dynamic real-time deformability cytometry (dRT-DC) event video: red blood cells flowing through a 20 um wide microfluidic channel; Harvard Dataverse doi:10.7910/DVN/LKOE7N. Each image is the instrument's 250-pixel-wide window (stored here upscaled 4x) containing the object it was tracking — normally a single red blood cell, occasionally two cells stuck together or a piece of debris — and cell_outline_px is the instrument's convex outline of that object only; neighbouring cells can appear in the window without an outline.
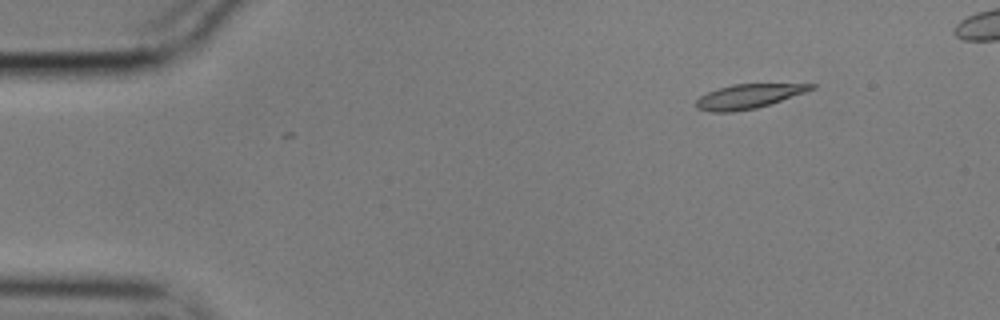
{"species": "common noctule bat (a hibernating species)", "species_latin": "Nyctalus noctula", "temperature_condition": "cold", "stored_images_in_passage": 2, "camera_frame_rate_fps": 3000, "um_per_image_px": 0.085, "animal": {"sex": "male", "body_mass_g": 17.9}, "frame": {"image": 1, "passage_image": 2, "time_ms": 0.333, "image_size_px": [1000, 320], "cell_outline_px": [[816, 88], [756, 108], [732, 112], [708, 112], [696, 108], [696, 100], [700, 96], [708, 92], [732, 84], [816, 84]], "centroid_in_image_um": [63.56, 8.19], "position_along_channel_um": 21.4, "area_um2": 16.01}}